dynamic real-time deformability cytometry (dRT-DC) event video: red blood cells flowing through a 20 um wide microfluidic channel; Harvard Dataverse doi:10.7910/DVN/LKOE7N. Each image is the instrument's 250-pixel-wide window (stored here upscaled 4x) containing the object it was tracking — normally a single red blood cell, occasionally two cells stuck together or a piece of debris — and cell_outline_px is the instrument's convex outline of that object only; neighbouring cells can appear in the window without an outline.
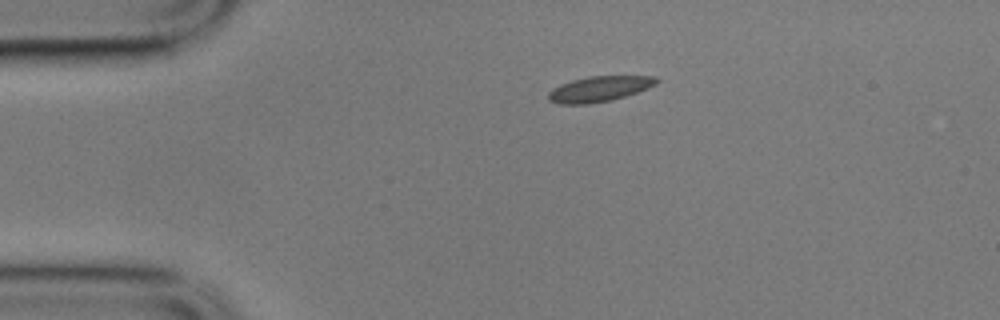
{"species": "common noctule bat (a hibernating species)", "species_latin": "Nyctalus noctula", "temperature_condition": "cold", "stored_images_in_passage": 2, "camera_frame_rate_fps": 3000, "um_per_image_px": 0.085, "animal": {"sex": "male", "body_mass_g": 17.9}, "frame": {"image": 1, "passage_image": 1, "time_ms": 0.0, "image_size_px": [1000, 320], "cell_outline_px": [[660, 80], [656, 84], [648, 88], [612, 100], [588, 104], [560, 104], [548, 100], [548, 92], [552, 88], [560, 84], [572, 80], [588, 76], [656, 76]], "centroid_in_image_um": [50.92, 7.55], "position_along_channel_um": 34.1, "area_um2": 16.07}}